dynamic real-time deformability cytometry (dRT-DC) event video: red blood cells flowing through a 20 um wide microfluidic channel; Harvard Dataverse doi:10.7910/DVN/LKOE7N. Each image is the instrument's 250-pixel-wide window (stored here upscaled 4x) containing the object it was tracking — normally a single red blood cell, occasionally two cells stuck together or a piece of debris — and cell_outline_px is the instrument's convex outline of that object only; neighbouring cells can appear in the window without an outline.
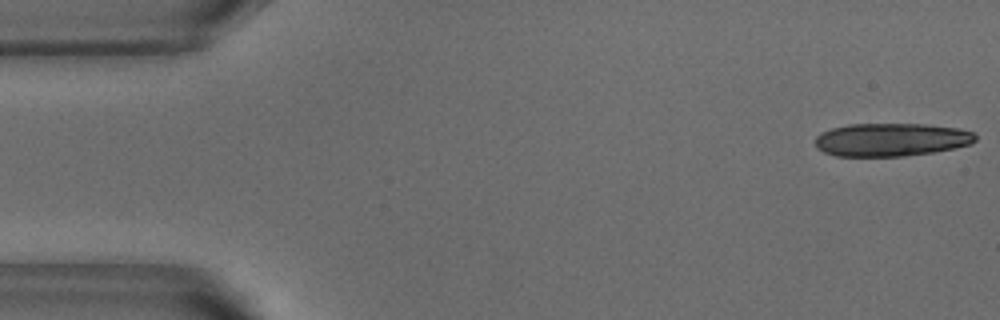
{"species": "common noctule bat (a hibernating species)", "species_latin": "Nyctalus noctula", "temperature_condition": "warm", "stored_images_in_passage": 14, "camera_frame_rate_fps": 3000, "um_per_image_px": 0.085, "animal": {"sex": "male", "body_mass_g": 18.8}, "frame": {"image": 1, "passage_image": 1, "time_ms": 0.0, "image_size_px": [1000, 320], "cell_outline_px": [[976, 140], [972, 144], [932, 152], [904, 156], [836, 156], [824, 152], [816, 148], [816, 136], [820, 132], [832, 128], [848, 124], [924, 124], [956, 128], [972, 132], [976, 136]], "centroid_in_image_um": [75.72, 11.87], "position_along_channel_um": 9.3, "area_um2": 30.87}}